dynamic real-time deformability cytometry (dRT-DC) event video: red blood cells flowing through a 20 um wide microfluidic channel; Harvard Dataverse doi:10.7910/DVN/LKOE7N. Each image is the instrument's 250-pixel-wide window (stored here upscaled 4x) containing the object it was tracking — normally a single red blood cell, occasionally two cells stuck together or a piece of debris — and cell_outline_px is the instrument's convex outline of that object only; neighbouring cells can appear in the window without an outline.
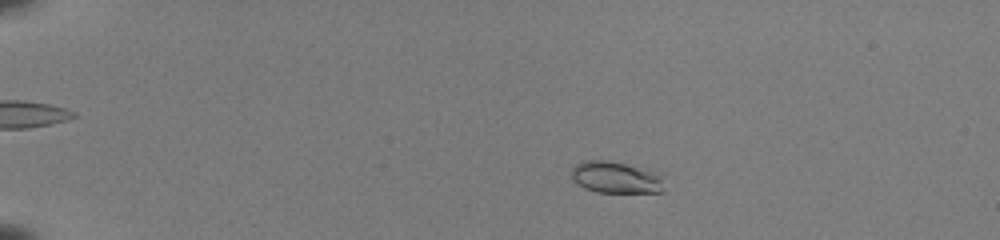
{"species": "common noctule bat (a hibernating species)", "species_latin": "Nyctalus noctula", "temperature_condition": "room temperature", "stored_images_in_passage": 54, "camera_frame_rate_fps": 3000, "um_per_image_px": 0.085, "animal": {"sex": "female", "body_mass_g": 22.0, "forearm_length_mm": 56.7}, "frame": {"image": 1, "passage_image": 12, "time_ms": 3.667, "image_size_px": [1000, 240], "cell_outline_px": [[660, 192], [596, 192], [584, 188], [572, 180], [572, 168], [576, 164], [584, 160], [604, 160], [624, 164], [648, 172], [656, 176], [660, 180]], "centroid_in_image_um": [52.16, 15.09], "position_along_channel_um": 32.8, "area_um2": 16.18}}
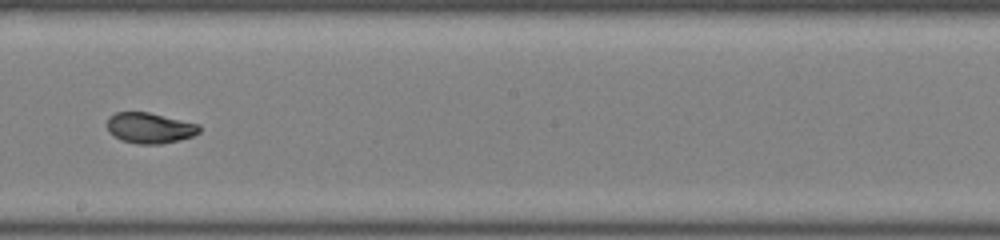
{"frame": {"image": 2, "passage_image": 34, "time_ms": 11.0, "image_size_px": [1000, 240], "cell_outline_px": [[200, 132], [192, 136], [180, 140], [160, 144], [136, 144], [120, 140], [108, 132], [108, 116], [116, 112], [148, 112], [200, 124]], "centroid_in_image_um": [12.72, 10.88], "position_along_channel_um": 235.5, "area_um2": 16.59}}
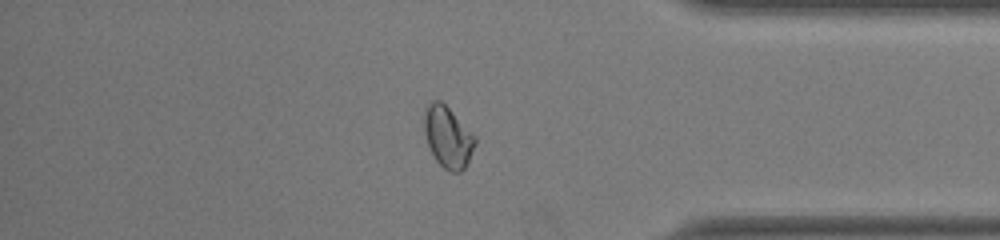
{"frame": {"image": 3, "passage_image": 47, "time_ms": 15.333, "image_size_px": [1000, 240], "cell_outline_px": [[476, 144], [464, 168], [460, 172], [452, 172], [444, 168], [436, 160], [428, 144], [424, 132], [424, 116], [428, 104], [432, 100], [440, 100], [476, 136]], "centroid_in_image_um": [38.07, 11.64], "position_along_channel_um": 397.1, "area_um2": 17.86}, "authors_computed_cell_mechanics": {"area_um2": 17.1088, "velocity_mm_per_s": 3.9924, "shape_relaxation_time_tau1_ms": 5.0048, "shape_relaxation_time_tau2_ms": 1.057, "deformation_change_tau1": 0.1493, "deformation_change_tau2": 0.0366}}